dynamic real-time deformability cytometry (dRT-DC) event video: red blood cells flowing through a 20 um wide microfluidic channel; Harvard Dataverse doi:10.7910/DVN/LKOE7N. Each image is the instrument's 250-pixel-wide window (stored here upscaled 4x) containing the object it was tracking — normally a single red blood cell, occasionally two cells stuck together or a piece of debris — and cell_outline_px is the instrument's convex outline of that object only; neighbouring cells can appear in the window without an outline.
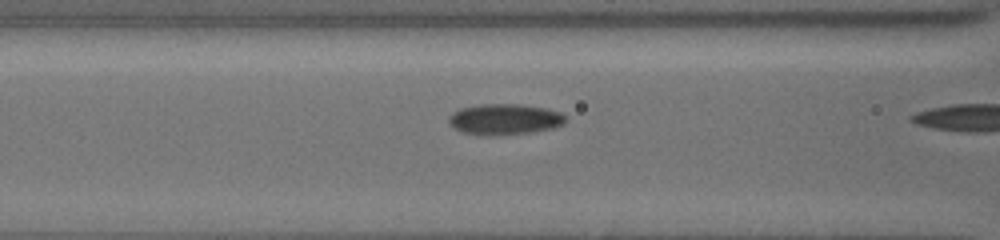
{"species": "common noctule bat (a hibernating species)", "species_latin": "Nyctalus noctula", "temperature_condition": "cold", "stored_images_in_passage": 23, "camera_frame_rate_fps": 3000, "um_per_image_px": 0.085, "animal": {"sex": "female", "body_mass_g": 19.5, "forearm_length_mm": 54.1}, "frame": {"image": 1, "passage_image": 22, "time_ms": 7.0, "image_size_px": [1000, 240], "cell_outline_px": [[564, 124], [552, 128], [532, 132], [464, 132], [456, 128], [448, 120], [448, 116], [452, 112], [460, 108], [480, 104], [516, 104], [544, 108], [560, 112], [564, 116]], "centroid_in_image_um": [42.91, 10.07], "position_along_channel_um": 123.7, "area_um2": 19.77}}